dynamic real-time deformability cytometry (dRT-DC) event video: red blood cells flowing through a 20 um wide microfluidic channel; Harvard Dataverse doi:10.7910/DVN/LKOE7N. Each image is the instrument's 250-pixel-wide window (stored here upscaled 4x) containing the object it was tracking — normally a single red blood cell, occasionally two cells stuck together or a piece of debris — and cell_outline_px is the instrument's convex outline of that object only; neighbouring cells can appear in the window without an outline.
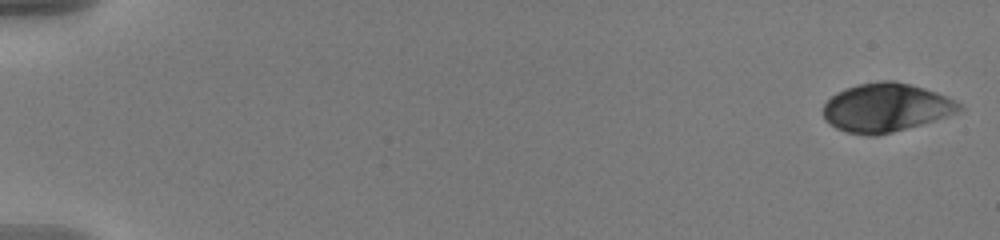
{"species": "human", "species_latin": "Homo sapiens", "temperature_condition": "warm", "stored_images_in_passage": 38, "camera_frame_rate_fps": 3000, "um_per_image_px": 0.085, "donor": {"sex": "male"}, "frame": {"image": 1, "passage_image": 1, "time_ms": 0.0, "image_size_px": [1000, 240], "cell_outline_px": [[964, 108], [956, 112], [920, 124], [892, 132], [876, 136], [868, 136], [848, 132], [836, 128], [824, 120], [824, 104], [836, 92], [856, 84], [880, 80], [892, 80], [912, 84], [936, 92], [960, 104]], "centroid_in_image_um": [75.25, 9.13], "position_along_channel_um": 9.8, "area_um2": 38.15}}
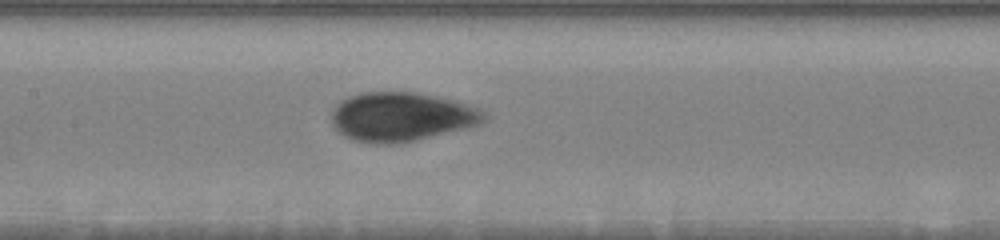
{"frame": {"image": 2, "passage_image": 17, "time_ms": 5.333, "image_size_px": [1000, 240], "cell_outline_px": [[484, 120], [476, 124], [416, 140], [388, 144], [376, 144], [356, 140], [344, 136], [332, 124], [332, 112], [336, 104], [340, 100], [348, 96], [360, 92], [416, 92], [452, 100], [476, 108], [484, 112]], "centroid_in_image_um": [34.01, 9.91], "position_along_channel_um": 173.4, "area_um2": 42.77}}
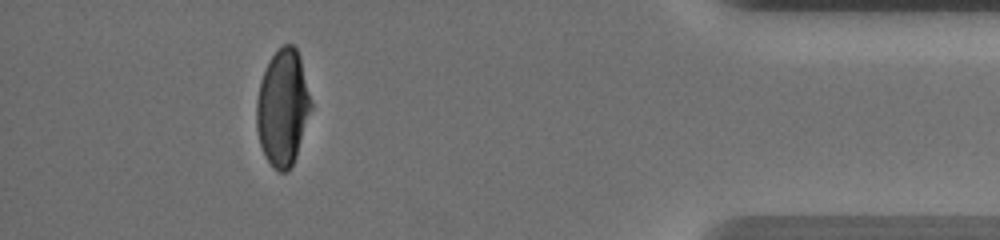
{"frame": {"image": 3, "passage_image": 33, "time_ms": 10.667, "image_size_px": [1000, 240], "cell_outline_px": [[312, 108], [296, 156], [292, 164], [284, 172], [280, 172], [272, 168], [264, 156], [260, 144], [256, 128], [256, 100], [260, 80], [272, 56], [284, 44], [292, 44], [296, 48], [300, 56], [312, 104]], "centroid_in_image_um": [24.02, 9.17], "position_along_channel_um": 411.2, "area_um2": 36.88}}